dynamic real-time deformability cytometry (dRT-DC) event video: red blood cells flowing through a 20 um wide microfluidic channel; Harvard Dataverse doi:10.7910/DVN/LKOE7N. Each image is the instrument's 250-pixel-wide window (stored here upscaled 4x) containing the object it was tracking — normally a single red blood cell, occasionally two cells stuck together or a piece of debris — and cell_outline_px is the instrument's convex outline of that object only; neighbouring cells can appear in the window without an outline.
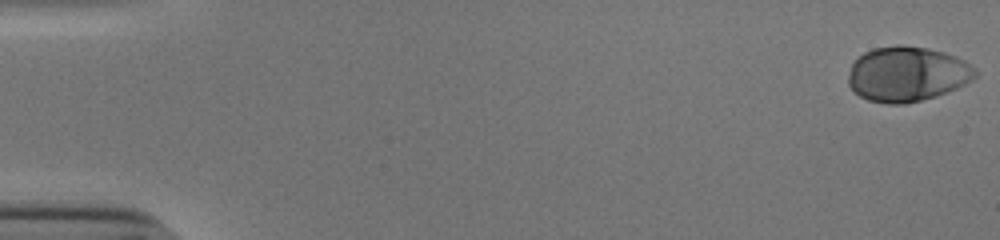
{"species": "human", "species_latin": "Homo sapiens", "temperature_condition": "cold", "stored_images_in_passage": 49, "camera_frame_rate_fps": 3000, "um_per_image_px": 0.085, "donor": {"sex": "male"}, "frame": {"image": 1, "passage_image": 1, "time_ms": 0.0, "image_size_px": [1000, 240], "cell_outline_px": [[976, 76], [972, 80], [956, 88], [936, 96], [904, 104], [888, 104], [868, 100], [860, 96], [848, 84], [848, 76], [852, 64], [864, 52], [872, 48], [896, 44], [904, 44], [928, 48], [944, 52], [956, 56], [964, 60], [976, 68]], "centroid_in_image_um": [77.11, 6.27], "position_along_channel_um": 7.9, "area_um2": 40.81}}
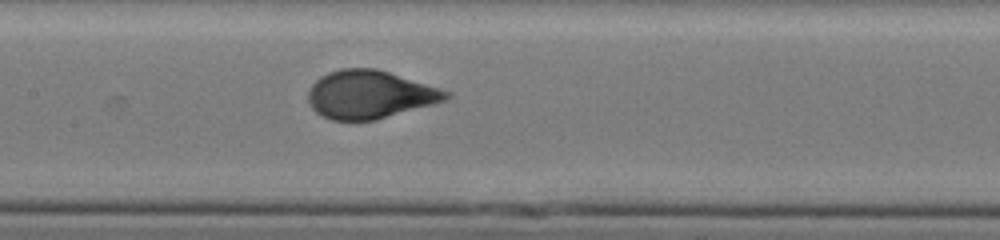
{"frame": {"image": 2, "passage_image": 27, "time_ms": 8.667, "image_size_px": [1000, 240], "cell_outline_px": [[452, 96], [444, 100], [432, 104], [376, 120], [332, 120], [316, 112], [308, 104], [308, 92], [312, 84], [320, 76], [328, 72], [340, 68], [376, 68], [452, 92]], "centroid_in_image_um": [31.41, 8.03], "position_along_channel_um": 176.0, "area_um2": 38.49}}
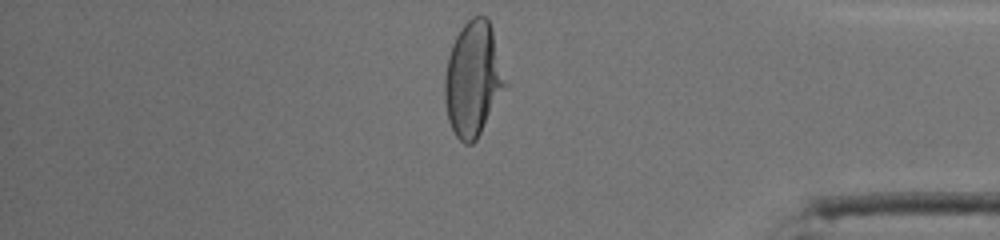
{"frame": {"image": 3, "passage_image": 46, "time_ms": 15.0, "image_size_px": [1000, 240], "cell_outline_px": [[508, 84], [476, 140], [472, 144], [464, 144], [456, 136], [448, 120], [444, 100], [444, 80], [448, 56], [452, 44], [460, 28], [472, 16], [484, 16], [488, 20], [492, 28], [508, 80]], "centroid_in_image_um": [40.22, 6.71], "position_along_channel_um": 395.0, "area_um2": 40.75}, "authors_computed_cell_mechanics": {"area_um2": 38.8994, "velocity_mm_per_s": 3.8399, "shape_relaxation_time_tau1_ms": 4.2386, "shape_relaxation_time_tau2_ms": null, "deformation_change_tau1": 0.1856, "deformation_change_tau2": null}}